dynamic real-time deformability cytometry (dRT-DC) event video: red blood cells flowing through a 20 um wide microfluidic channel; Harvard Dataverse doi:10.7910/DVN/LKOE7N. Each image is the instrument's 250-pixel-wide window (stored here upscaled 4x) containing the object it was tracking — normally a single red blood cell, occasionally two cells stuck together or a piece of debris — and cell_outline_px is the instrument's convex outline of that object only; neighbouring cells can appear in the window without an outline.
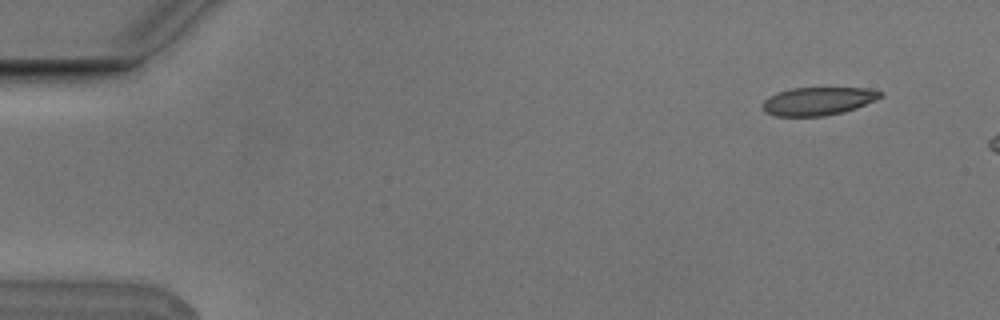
{"species": "Egyptian fruit bat (a non-hibernating species)", "species_latin": "Rousettus aegyptiacus", "temperature_condition": "cold", "stored_images_in_passage": 4, "camera_frame_rate_fps": 3000, "um_per_image_px": 0.085, "animal": {"sex": "male"}, "frame": {"image": 1, "passage_image": 1, "time_ms": 0.0, "image_size_px": [1000, 320], "cell_outline_px": [[884, 96], [876, 100], [856, 108], [844, 112], [824, 116], [776, 116], [764, 112], [760, 104], [768, 96], [776, 92], [792, 88], [868, 88], [884, 92]], "centroid_in_image_um": [69.52, 8.59], "position_along_channel_um": 15.5, "area_um2": 19.59}}
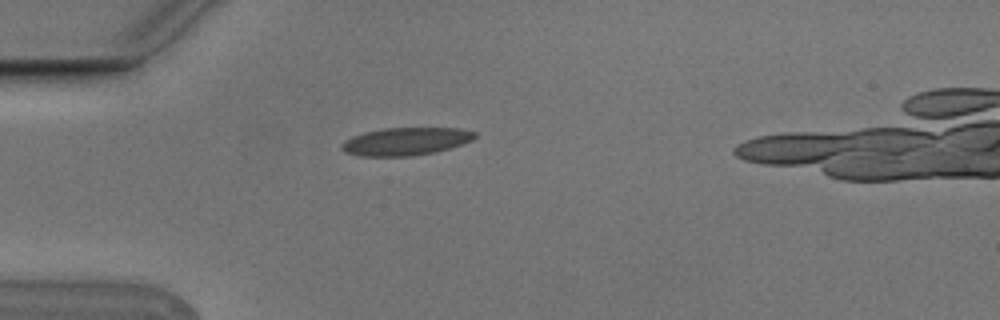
{"frame": {"image": 2, "passage_image": 4, "time_ms": 1.0, "image_size_px": [1000, 320], "cell_outline_px": [[476, 136], [472, 140], [436, 152], [412, 156], [360, 156], [344, 152], [340, 148], [340, 144], [344, 140], [352, 136], [364, 132], [384, 128], [460, 128], [476, 132]], "centroid_in_image_um": [34.44, 12.02], "position_along_channel_um": 50.6, "area_um2": 21.62}}